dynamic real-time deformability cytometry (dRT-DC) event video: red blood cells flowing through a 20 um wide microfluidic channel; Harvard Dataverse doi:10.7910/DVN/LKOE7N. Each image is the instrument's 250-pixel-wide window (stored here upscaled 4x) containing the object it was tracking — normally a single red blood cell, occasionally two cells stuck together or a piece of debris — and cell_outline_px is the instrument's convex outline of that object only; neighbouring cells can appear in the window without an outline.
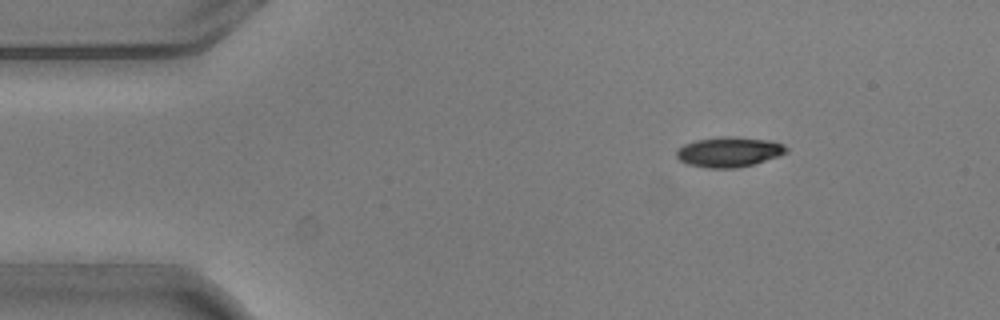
{"species": "common noctule bat (a hibernating species)", "species_latin": "Nyctalus noctula", "temperature_condition": "warm", "stored_images_in_passage": 5, "camera_frame_rate_fps": 3000, "um_per_image_px": 0.085, "animal": {"sex": "male", "body_mass_g": 20.5, "forearm_length_mm": 52.5}, "frame": {"image": 1, "passage_image": 2, "time_ms": 0.333, "image_size_px": [1000, 320], "cell_outline_px": [[788, 152], [780, 156], [752, 164], [736, 168], [708, 168], [688, 164], [680, 160], [676, 156], [676, 152], [684, 144], [696, 140], [720, 136], [736, 136], [772, 140], [784, 144], [788, 148]], "centroid_in_image_um": [62.01, 12.9], "position_along_channel_um": 23.0, "area_um2": 19.42}}
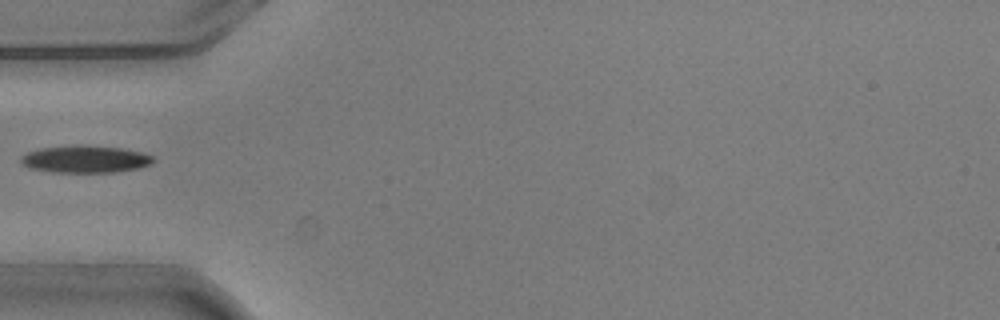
{"frame": {"image": 2, "passage_image": 5, "time_ms": 1.333, "image_size_px": [1000, 320], "cell_outline_px": [[156, 160], [152, 164], [140, 168], [116, 172], [52, 172], [32, 168], [24, 164], [20, 160], [20, 156], [28, 152], [40, 148], [76, 144], [84, 144], [120, 148], [140, 152], [152, 156]], "centroid_in_image_um": [7.27, 13.52], "position_along_channel_um": 77.7, "area_um2": 21.15}}